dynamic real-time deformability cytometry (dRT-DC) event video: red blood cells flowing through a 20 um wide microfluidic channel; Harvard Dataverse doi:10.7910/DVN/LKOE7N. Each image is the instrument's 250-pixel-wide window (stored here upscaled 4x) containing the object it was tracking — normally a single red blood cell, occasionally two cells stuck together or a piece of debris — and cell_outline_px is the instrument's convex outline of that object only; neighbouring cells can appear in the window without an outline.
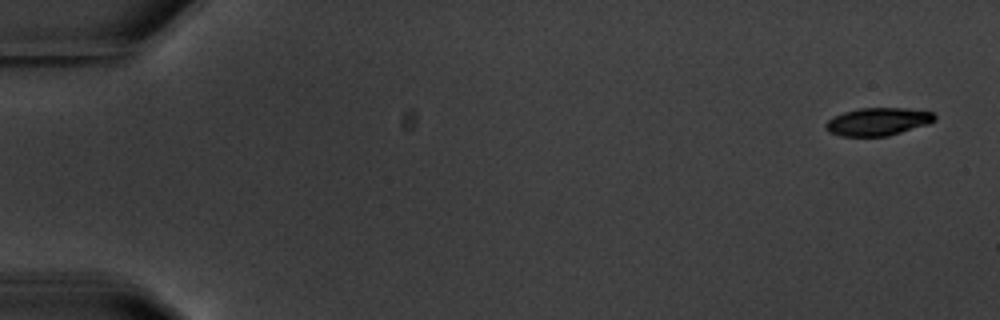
{"species": "common noctule bat (a hibernating species)", "species_latin": "Nyctalus noctula", "temperature_condition": "warm", "stored_images_in_passage": 6, "camera_frame_rate_fps": 3000, "um_per_image_px": 0.085, "animal": {"sex": "male", "body_mass_g": 20.1, "forearm_length_mm": 53.5}, "frame": {"image": 1, "passage_image": 1, "time_ms": 0.0, "image_size_px": [1000, 320], "cell_outline_px": [[936, 120], [928, 124], [888, 136], [840, 136], [828, 132], [824, 128], [824, 124], [828, 120], [844, 112], [860, 108], [904, 108], [932, 112], [936, 116]], "centroid_in_image_um": [74.61, 10.34], "position_along_channel_um": 10.4, "area_um2": 17.63}}